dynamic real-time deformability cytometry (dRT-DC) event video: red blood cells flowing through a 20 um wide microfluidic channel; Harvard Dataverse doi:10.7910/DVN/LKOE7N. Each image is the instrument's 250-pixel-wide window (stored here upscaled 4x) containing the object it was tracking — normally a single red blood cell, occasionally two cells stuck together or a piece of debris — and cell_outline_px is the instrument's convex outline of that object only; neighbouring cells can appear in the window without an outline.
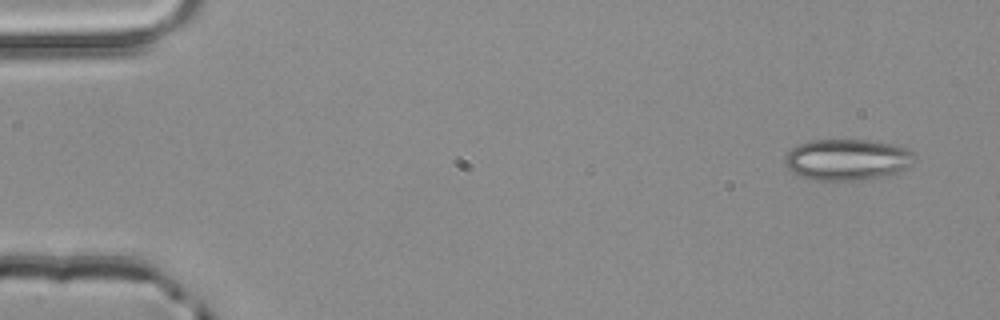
{"species": "common noctule bat (a hibernating species)", "species_latin": "Nyctalus noctula", "temperature_condition": "room temperature", "stored_images_in_passage": 5, "camera_frame_rate_fps": 3000, "um_per_image_px": 0.085, "animal": {"sex": "male", "body_mass_g": 20.4}, "frame": {"image": 1, "passage_image": 1, "time_ms": 0.0, "image_size_px": [1000, 320], "cell_outline_px": [[916, 160], [908, 168], [900, 172], [888, 176], [856, 180], [812, 180], [800, 176], [792, 172], [784, 164], [784, 156], [796, 144], [812, 140], [868, 140], [892, 144], [916, 152]], "centroid_in_image_um": [72.04, 13.57], "position_along_channel_um": 13.0, "area_um2": 31.62}}